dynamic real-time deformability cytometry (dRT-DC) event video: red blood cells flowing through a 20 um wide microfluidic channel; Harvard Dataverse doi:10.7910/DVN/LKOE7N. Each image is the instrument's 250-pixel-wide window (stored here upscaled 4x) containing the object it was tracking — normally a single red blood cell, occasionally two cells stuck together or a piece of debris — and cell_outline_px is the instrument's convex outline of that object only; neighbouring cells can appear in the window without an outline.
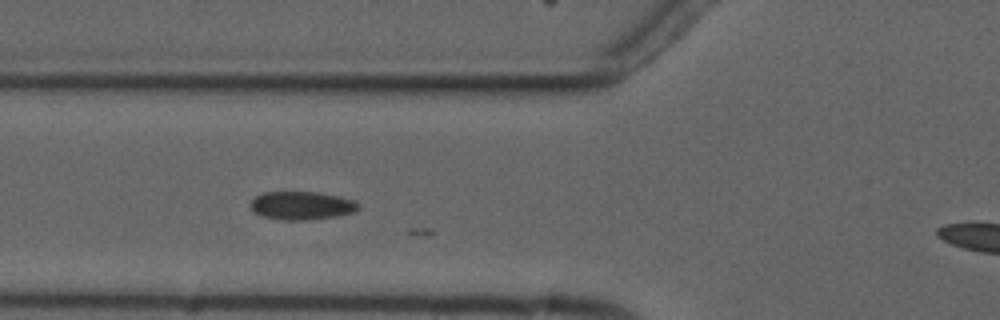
{"species": "common noctule bat (a hibernating species)", "species_latin": "Nyctalus noctula", "temperature_condition": "cold", "stored_images_in_passage": 4, "segment_of_instrument_passage": [1, 2], "camera_frame_rate_fps": 3000, "um_per_image_px": 0.085, "animal": {"sex": "male", "forearm_length_mm": 52.5}, "frame": {"image": 1, "passage_image": 3, "time_ms": 2.333, "image_size_px": [1000, 320], "cell_outline_px": [[360, 208], [356, 212], [340, 216], [304, 220], [280, 220], [260, 216], [252, 212], [248, 204], [256, 196], [264, 192], [316, 192], [340, 196], [356, 200], [360, 204]], "centroid_in_image_um": [25.65, 17.48], "position_along_channel_um": 100.1, "area_um2": 18.26}}